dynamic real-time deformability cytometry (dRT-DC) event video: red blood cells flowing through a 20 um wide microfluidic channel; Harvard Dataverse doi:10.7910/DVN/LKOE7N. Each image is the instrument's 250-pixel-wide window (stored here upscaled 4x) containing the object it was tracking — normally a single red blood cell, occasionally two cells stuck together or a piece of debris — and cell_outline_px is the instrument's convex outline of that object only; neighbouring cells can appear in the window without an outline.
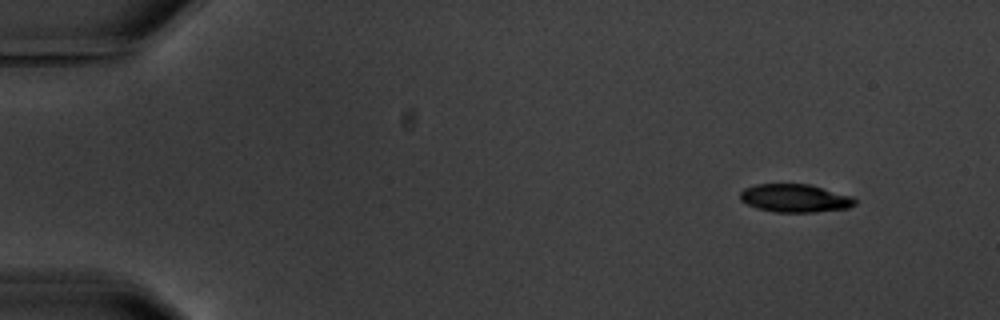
{"species": "common noctule bat (a hibernating species)", "species_latin": "Nyctalus noctula", "temperature_condition": "warm", "stored_images_in_passage": 4, "camera_frame_rate_fps": 3000, "um_per_image_px": 0.085, "animal": {"sex": "male", "body_mass_g": 20.1, "forearm_length_mm": 53.5}, "frame": {"image": 1, "passage_image": 1, "time_ms": 0.0, "image_size_px": [1000, 320], "cell_outline_px": [[856, 204], [848, 208], [816, 212], [776, 212], [756, 208], [740, 200], [740, 192], [744, 188], [756, 184], [812, 184], [852, 196], [856, 200]], "centroid_in_image_um": [67.59, 16.84], "position_along_channel_um": 17.4, "area_um2": 18.96}}
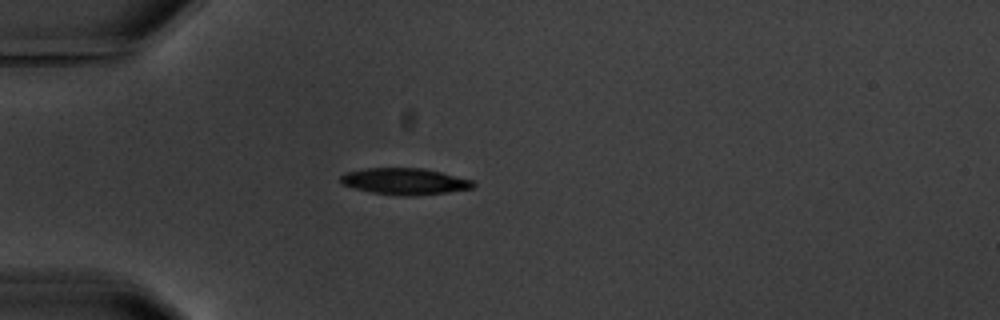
{"frame": {"image": 2, "passage_image": 4, "time_ms": 3.667, "image_size_px": [1000, 320], "cell_outline_px": [[476, 184], [472, 188], [448, 192], [404, 196], [372, 192], [340, 184], [340, 176], [344, 172], [368, 168], [424, 168], [472, 180]], "centroid_in_image_um": [34.37, 15.4], "position_along_channel_um": 50.6, "area_um2": 20.23}}